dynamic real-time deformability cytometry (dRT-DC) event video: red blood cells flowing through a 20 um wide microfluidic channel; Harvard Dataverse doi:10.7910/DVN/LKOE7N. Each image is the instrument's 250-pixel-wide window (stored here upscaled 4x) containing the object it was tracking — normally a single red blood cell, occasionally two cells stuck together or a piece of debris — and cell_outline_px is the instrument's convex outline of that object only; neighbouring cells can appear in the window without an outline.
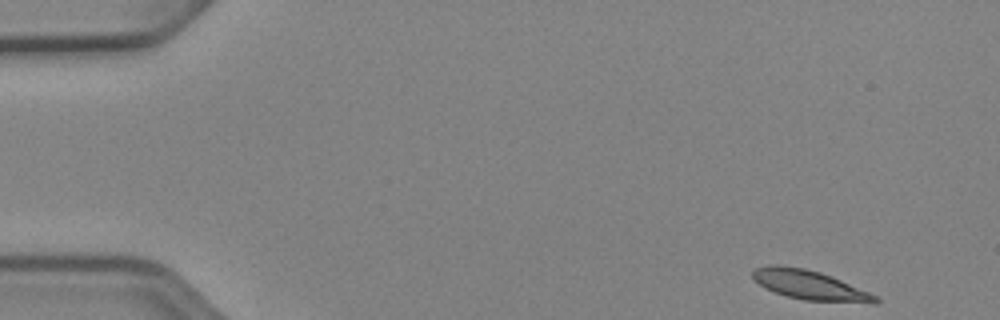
{"species": "Egyptian fruit bat (a non-hibernating species)", "species_latin": "Rousettus aegyptiacus", "temperature_condition": "cold", "stored_images_in_passage": 49, "camera_frame_rate_fps": 3000, "um_per_image_px": 0.085, "animal": {"sex": "female"}, "frame": {"image": 1, "passage_image": 1, "time_ms": 0.0, "image_size_px": [1000, 320], "cell_outline_px": [[880, 300], [876, 304], [804, 300], [788, 296], [764, 288], [752, 276], [752, 272], [756, 268], [804, 268], [820, 272], [832, 276], [868, 292], [876, 296]], "centroid_in_image_um": [68.95, 24.29], "position_along_channel_um": 16.1, "area_um2": 20.17}}
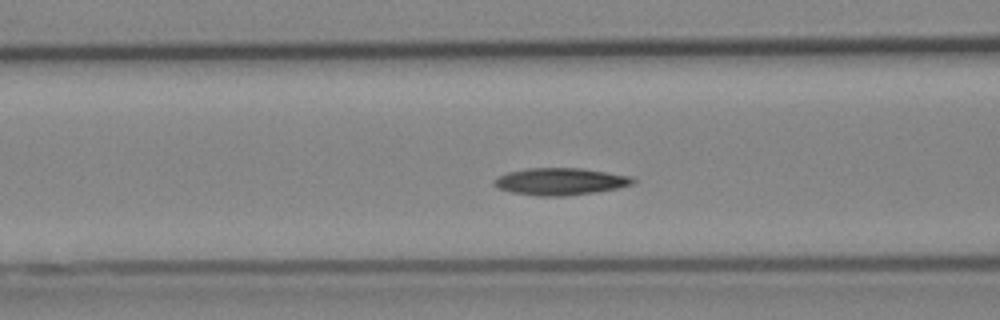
{"frame": {"image": 2, "passage_image": 18, "time_ms": 5.667, "image_size_px": [1000, 320], "cell_outline_px": [[636, 180], [632, 184], [616, 188], [592, 192], [564, 196], [540, 196], [512, 192], [500, 188], [492, 184], [492, 180], [496, 176], [508, 172], [528, 168], [580, 168], [632, 176]], "centroid_in_image_um": [47.58, 15.42], "position_along_channel_um": 119.0, "area_um2": 21.73}}
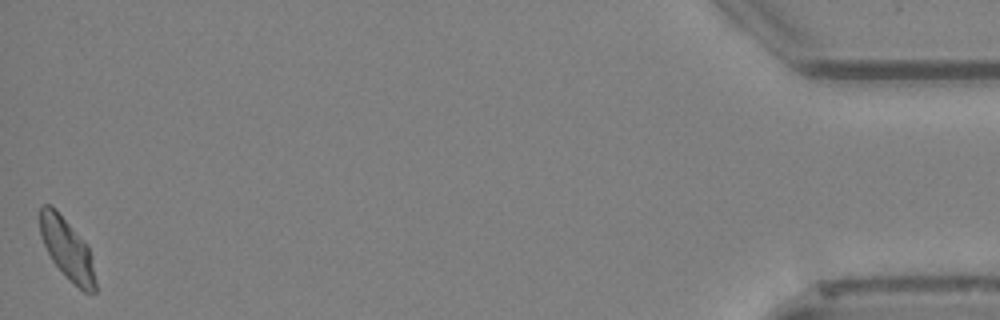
{"frame": {"image": 3, "passage_image": 49, "time_ms": 16.0, "image_size_px": [1000, 320], "cell_outline_px": [[96, 292], [84, 292], [52, 260], [44, 244], [40, 232], [40, 204], [48, 204], [84, 240], [88, 248], [96, 280]], "centroid_in_image_um": [5.7, 21.17], "position_along_channel_um": 429.5, "area_um2": 18.73}, "authors_computed_cell_mechanics": {"area_um2": 20.519, "velocity_mm_per_s": 3.8824, "shape_relaxation_time_tau1_ms": 3.9846, "shape_relaxation_time_tau2_ms": 4.3396, "deformation_change_tau1": 0.1288, "deformation_change_tau2": 0.0736}}